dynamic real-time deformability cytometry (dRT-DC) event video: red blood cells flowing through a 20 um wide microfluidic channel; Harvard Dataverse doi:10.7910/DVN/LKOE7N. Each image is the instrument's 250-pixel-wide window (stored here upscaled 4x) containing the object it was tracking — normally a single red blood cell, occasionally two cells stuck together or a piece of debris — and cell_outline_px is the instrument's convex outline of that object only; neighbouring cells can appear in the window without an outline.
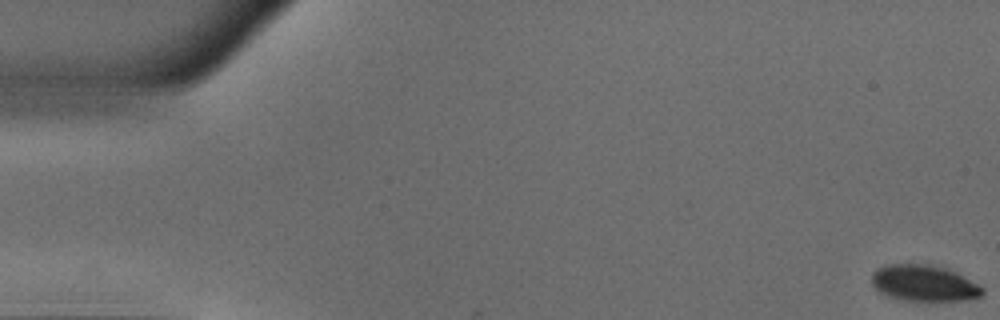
{"species": "common noctule bat (a hibernating species)", "species_latin": "Nyctalus noctula", "temperature_condition": "warm", "stored_images_in_passage": 51, "camera_frame_rate_fps": 3000, "um_per_image_px": 0.085, "animal": {"sex": "male", "body_mass_g": 18.8}, "frame": {"image": 1, "passage_image": 1, "time_ms": 0.0, "image_size_px": [1000, 320], "cell_outline_px": [[984, 292], [980, 296], [972, 300], [904, 300], [888, 296], [880, 292], [872, 284], [872, 272], [876, 268], [884, 264], [928, 264], [948, 268], [980, 284], [984, 288]], "centroid_in_image_um": [78.56, 24.05], "position_along_channel_um": 6.4, "area_um2": 23.58}}
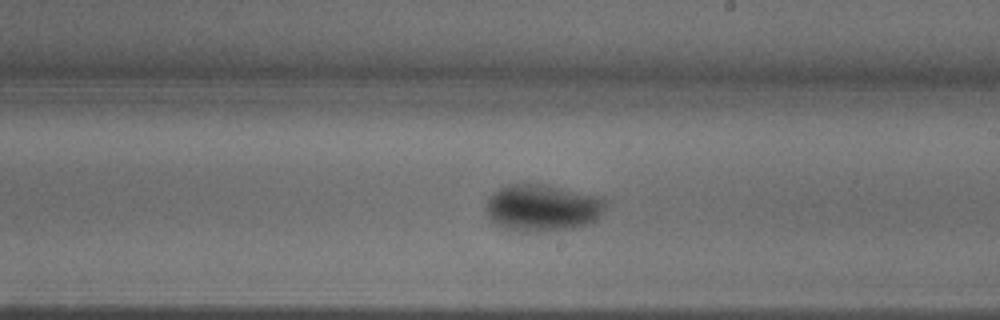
{"frame": {"image": 2, "passage_image": 30, "time_ms": 9.667, "image_size_px": [1000, 320], "cell_outline_px": [[608, 204], [600, 216], [596, 220], [572, 228], [536, 232], [520, 232], [504, 228], [496, 224], [488, 216], [484, 208], [488, 196], [500, 188], [508, 184], [544, 184], [604, 196]], "centroid_in_image_um": [46.12, 17.65], "position_along_channel_um": 242.9, "area_um2": 33.18}}
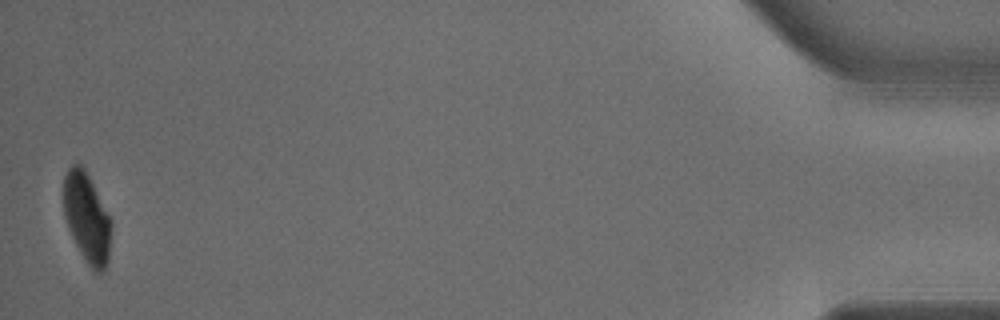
{"frame": {"image": 3, "passage_image": 51, "time_ms": 16.667, "image_size_px": [1000, 320], "cell_outline_px": [[112, 228], [108, 260], [104, 268], [100, 272], [92, 272], [84, 260], [68, 228], [64, 216], [64, 176], [68, 168], [72, 164], [80, 164], [84, 168], [112, 220]], "centroid_in_image_um": [7.39, 18.54], "position_along_channel_um": 427.8, "area_um2": 24.91}, "authors_computed_cell_mechanics": {"area_um2": 28.4376, "velocity_mm_per_s": 3.9466, "shape_relaxation_time_tau1_ms": 7.3006, "shape_relaxation_time_tau2_ms": null, "deformation_change_tau1": 0.2146, "deformation_change_tau2": null}}